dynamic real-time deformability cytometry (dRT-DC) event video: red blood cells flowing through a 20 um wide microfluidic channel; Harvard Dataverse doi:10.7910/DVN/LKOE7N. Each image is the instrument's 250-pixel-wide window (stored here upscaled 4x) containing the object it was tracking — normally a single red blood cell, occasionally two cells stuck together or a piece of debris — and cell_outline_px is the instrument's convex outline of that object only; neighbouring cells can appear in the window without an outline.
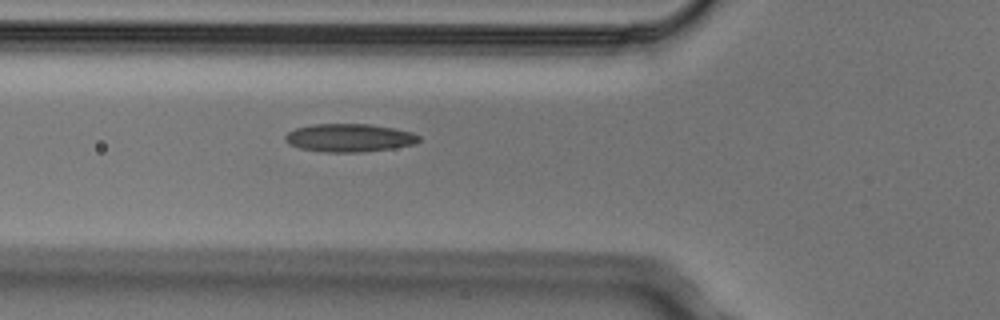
{"species": "Egyptian fruit bat (a non-hibernating species)", "species_latin": "Rousettus aegyptiacus", "temperature_condition": "cold", "stored_images_in_passage": 2, "camera_frame_rate_fps": 3000, "um_per_image_px": 0.085, "animal": {"sex": "male"}, "frame": {"image": 1, "passage_image": 2, "time_ms": 0.333, "image_size_px": [1000, 320], "cell_outline_px": [[420, 140], [416, 144], [392, 148], [364, 152], [324, 152], [300, 148], [288, 144], [284, 140], [284, 136], [288, 132], [296, 128], [312, 124], [372, 124], [412, 132], [420, 136]], "centroid_in_image_um": [29.68, 11.71], "position_along_channel_um": 96.1, "area_um2": 22.02}}